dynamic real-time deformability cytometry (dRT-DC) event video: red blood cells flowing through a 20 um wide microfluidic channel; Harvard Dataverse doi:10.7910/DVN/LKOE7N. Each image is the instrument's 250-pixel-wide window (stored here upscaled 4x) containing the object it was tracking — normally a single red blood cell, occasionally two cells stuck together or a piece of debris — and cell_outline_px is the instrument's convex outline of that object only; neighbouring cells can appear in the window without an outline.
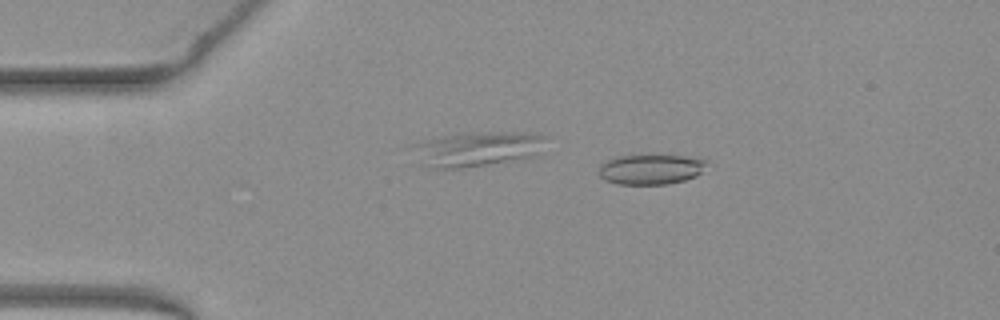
{"species": "common noctule bat (a hibernating species)", "species_latin": "Nyctalus noctula", "temperature_condition": "warm", "stored_images_in_passage": 50, "camera_frame_rate_fps": 3000, "um_per_image_px": 0.085, "animal": {"sex": "female", "body_mass_g": 19.3, "forearm_length_mm": 54.1}, "frame": {"image": 1, "passage_image": 8, "time_ms": 2.333, "image_size_px": [1000, 320], "cell_outline_px": [[708, 160], [700, 172], [696, 176], [684, 180], [668, 184], [620, 184], [604, 180], [600, 176], [600, 164], [604, 160], [620, 156], [684, 156]], "centroid_in_image_um": [55.28, 14.4], "position_along_channel_um": 29.7, "area_um2": 18.61}}
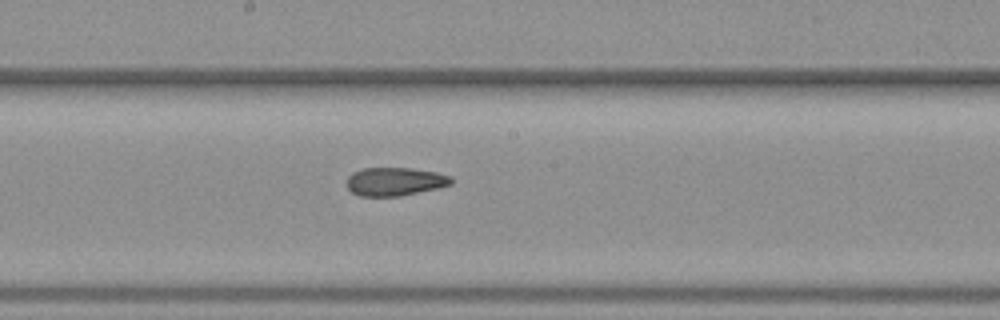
{"frame": {"image": 2, "passage_image": 26, "time_ms": 8.333, "image_size_px": [1000, 320], "cell_outline_px": [[452, 184], [436, 188], [400, 196], [360, 196], [352, 192], [348, 188], [348, 176], [352, 172], [364, 168], [408, 168], [436, 172], [448, 176], [452, 180]], "centroid_in_image_um": [33.53, 15.43], "position_along_channel_um": 214.7, "area_um2": 16.99}}
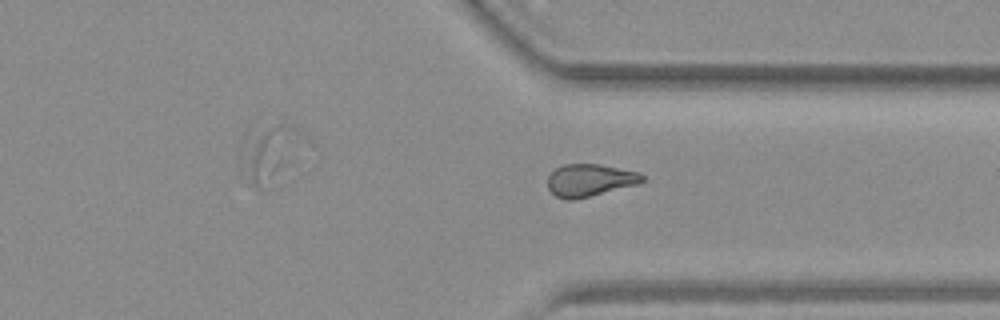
{"frame": {"image": 3, "passage_image": 37, "time_ms": 12.0, "image_size_px": [1000, 320], "cell_outline_px": [[644, 180], [636, 184], [572, 200], [564, 200], [556, 196], [548, 188], [548, 176], [556, 168], [564, 164], [600, 164], [640, 172], [644, 176]], "centroid_in_image_um": [50.11, 15.3], "position_along_channel_um": 361.3, "area_um2": 17.63}, "authors_computed_cell_mechanics": {"area_um2": 18.1492, "velocity_mm_per_s": 3.9986, "shape_relaxation_time_tau1_ms": null, "shape_relaxation_time_tau2_ms": 2.7032, "deformation_change_tau1": null, "deformation_change_tau2": 0.0949}}